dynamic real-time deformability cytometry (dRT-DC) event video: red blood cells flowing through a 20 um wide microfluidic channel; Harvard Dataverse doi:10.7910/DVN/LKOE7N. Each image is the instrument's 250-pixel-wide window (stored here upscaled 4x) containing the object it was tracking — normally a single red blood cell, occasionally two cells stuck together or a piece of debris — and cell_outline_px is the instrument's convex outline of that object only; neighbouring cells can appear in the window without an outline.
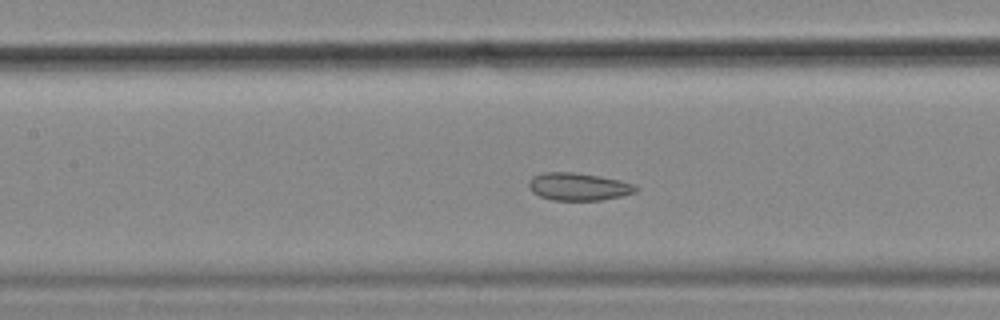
{"species": "common noctule bat (a hibernating species)", "species_latin": "Nyctalus noctula", "temperature_condition": "cold", "stored_images_in_passage": 14, "camera_frame_rate_fps": 3000, "um_per_image_px": 0.085, "animal": {"sex": "female", "body_mass_g": 18.4}, "frame": {"image": 1, "passage_image": 12, "time_ms": 3.667, "image_size_px": [1000, 320], "cell_outline_px": [[640, 188], [636, 192], [620, 196], [600, 200], [552, 200], [540, 196], [532, 192], [528, 188], [528, 180], [532, 176], [544, 172], [572, 172], [600, 176], [620, 180], [632, 184]], "centroid_in_image_um": [49.13, 15.86], "position_along_channel_um": 158.3, "area_um2": 17.28}}